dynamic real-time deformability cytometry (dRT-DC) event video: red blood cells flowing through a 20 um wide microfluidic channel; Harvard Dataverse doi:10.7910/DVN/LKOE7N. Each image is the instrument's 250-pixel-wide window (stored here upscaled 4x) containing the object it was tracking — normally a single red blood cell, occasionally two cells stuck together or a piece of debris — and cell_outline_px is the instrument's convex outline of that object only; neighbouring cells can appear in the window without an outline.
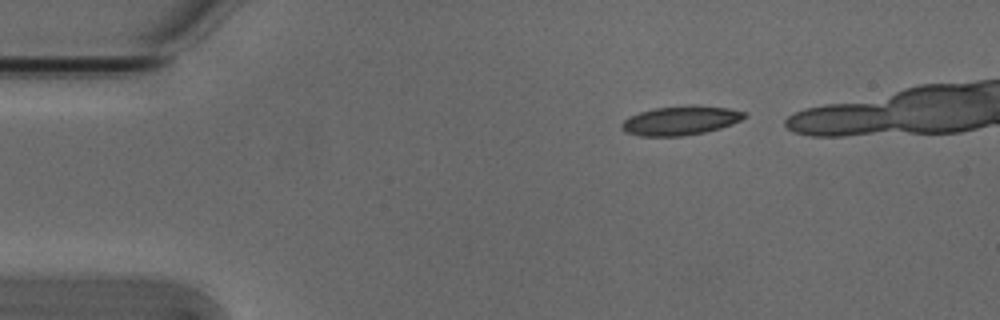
{"species": "Egyptian fruit bat (a non-hibernating species)", "species_latin": "Rousettus aegyptiacus", "temperature_condition": "cold", "stored_images_in_passage": 7, "camera_frame_rate_fps": 3000, "um_per_image_px": 0.085, "animal": {"sex": "male"}, "frame": {"image": 1, "passage_image": 1, "time_ms": 0.0, "image_size_px": [1000, 320], "cell_outline_px": [[748, 116], [732, 124], [720, 128], [704, 132], [680, 136], [640, 136], [624, 132], [620, 128], [620, 124], [628, 116], [640, 112], [656, 108], [688, 104], [696, 104], [728, 108], [748, 112]], "centroid_in_image_um": [57.85, 10.23], "position_along_channel_um": 27.2, "area_um2": 21.15}}